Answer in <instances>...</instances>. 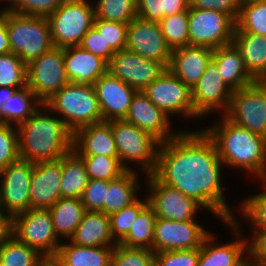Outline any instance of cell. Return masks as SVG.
Masks as SVG:
<instances>
[{"instance_id":"obj_1","label":"cell","mask_w":266,"mask_h":266,"mask_svg":"<svg viewBox=\"0 0 266 266\" xmlns=\"http://www.w3.org/2000/svg\"><path fill=\"white\" fill-rule=\"evenodd\" d=\"M222 165L214 142L203 129L180 130L160 143L153 175L195 199L224 223L237 217L223 195Z\"/></svg>"},{"instance_id":"obj_2","label":"cell","mask_w":266,"mask_h":266,"mask_svg":"<svg viewBox=\"0 0 266 266\" xmlns=\"http://www.w3.org/2000/svg\"><path fill=\"white\" fill-rule=\"evenodd\" d=\"M55 116L42 104L28 120L17 126L21 160L54 161L73 150V132L58 115Z\"/></svg>"},{"instance_id":"obj_3","label":"cell","mask_w":266,"mask_h":266,"mask_svg":"<svg viewBox=\"0 0 266 266\" xmlns=\"http://www.w3.org/2000/svg\"><path fill=\"white\" fill-rule=\"evenodd\" d=\"M203 130L214 142L222 163L238 168L261 180L266 179V138L243 128L221 114ZM254 175V176H253Z\"/></svg>"},{"instance_id":"obj_4","label":"cell","mask_w":266,"mask_h":266,"mask_svg":"<svg viewBox=\"0 0 266 266\" xmlns=\"http://www.w3.org/2000/svg\"><path fill=\"white\" fill-rule=\"evenodd\" d=\"M44 104L62 116L73 133L83 126L102 122L97 94L91 84L69 82Z\"/></svg>"},{"instance_id":"obj_5","label":"cell","mask_w":266,"mask_h":266,"mask_svg":"<svg viewBox=\"0 0 266 266\" xmlns=\"http://www.w3.org/2000/svg\"><path fill=\"white\" fill-rule=\"evenodd\" d=\"M7 34L11 52L26 64L54 46L47 17L29 16L7 10Z\"/></svg>"},{"instance_id":"obj_6","label":"cell","mask_w":266,"mask_h":266,"mask_svg":"<svg viewBox=\"0 0 266 266\" xmlns=\"http://www.w3.org/2000/svg\"><path fill=\"white\" fill-rule=\"evenodd\" d=\"M111 124L120 163L126 170H134L129 165L142 168L145 176L153 174L160 142L150 133L136 125L122 120L109 121ZM129 163V164H127Z\"/></svg>"},{"instance_id":"obj_7","label":"cell","mask_w":266,"mask_h":266,"mask_svg":"<svg viewBox=\"0 0 266 266\" xmlns=\"http://www.w3.org/2000/svg\"><path fill=\"white\" fill-rule=\"evenodd\" d=\"M89 3L88 0H65L47 17L55 47L67 48L81 44L96 18L95 6Z\"/></svg>"},{"instance_id":"obj_8","label":"cell","mask_w":266,"mask_h":266,"mask_svg":"<svg viewBox=\"0 0 266 266\" xmlns=\"http://www.w3.org/2000/svg\"><path fill=\"white\" fill-rule=\"evenodd\" d=\"M8 231L43 256H55L60 238L55 233L49 209L30 208L8 222Z\"/></svg>"},{"instance_id":"obj_9","label":"cell","mask_w":266,"mask_h":266,"mask_svg":"<svg viewBox=\"0 0 266 266\" xmlns=\"http://www.w3.org/2000/svg\"><path fill=\"white\" fill-rule=\"evenodd\" d=\"M68 83L64 48L53 46L27 64V87L42 104Z\"/></svg>"},{"instance_id":"obj_10","label":"cell","mask_w":266,"mask_h":266,"mask_svg":"<svg viewBox=\"0 0 266 266\" xmlns=\"http://www.w3.org/2000/svg\"><path fill=\"white\" fill-rule=\"evenodd\" d=\"M231 122L266 138V81L233 91L224 115Z\"/></svg>"},{"instance_id":"obj_11","label":"cell","mask_w":266,"mask_h":266,"mask_svg":"<svg viewBox=\"0 0 266 266\" xmlns=\"http://www.w3.org/2000/svg\"><path fill=\"white\" fill-rule=\"evenodd\" d=\"M236 22L227 14L214 10L188 9L189 45L211 49L232 43Z\"/></svg>"},{"instance_id":"obj_12","label":"cell","mask_w":266,"mask_h":266,"mask_svg":"<svg viewBox=\"0 0 266 266\" xmlns=\"http://www.w3.org/2000/svg\"><path fill=\"white\" fill-rule=\"evenodd\" d=\"M34 163L19 159L0 172L2 217L9 222L15 215L30 209V182Z\"/></svg>"},{"instance_id":"obj_13","label":"cell","mask_w":266,"mask_h":266,"mask_svg":"<svg viewBox=\"0 0 266 266\" xmlns=\"http://www.w3.org/2000/svg\"><path fill=\"white\" fill-rule=\"evenodd\" d=\"M144 179L147 181V193L149 192L145 196L157 218L172 221L195 220L196 212L203 208L195 199L185 196L177 188L161 183L153 174Z\"/></svg>"},{"instance_id":"obj_14","label":"cell","mask_w":266,"mask_h":266,"mask_svg":"<svg viewBox=\"0 0 266 266\" xmlns=\"http://www.w3.org/2000/svg\"><path fill=\"white\" fill-rule=\"evenodd\" d=\"M143 93L169 117L182 114V117L194 119L191 89L169 69L148 85Z\"/></svg>"},{"instance_id":"obj_15","label":"cell","mask_w":266,"mask_h":266,"mask_svg":"<svg viewBox=\"0 0 266 266\" xmlns=\"http://www.w3.org/2000/svg\"><path fill=\"white\" fill-rule=\"evenodd\" d=\"M232 93L233 91L219 75L216 63L211 59L205 72L191 89L194 119L210 115L212 112H216V110H220V113L225 115Z\"/></svg>"},{"instance_id":"obj_16","label":"cell","mask_w":266,"mask_h":266,"mask_svg":"<svg viewBox=\"0 0 266 266\" xmlns=\"http://www.w3.org/2000/svg\"><path fill=\"white\" fill-rule=\"evenodd\" d=\"M197 220L172 221L157 218L153 251L192 250L200 248L204 239L210 234Z\"/></svg>"},{"instance_id":"obj_17","label":"cell","mask_w":266,"mask_h":266,"mask_svg":"<svg viewBox=\"0 0 266 266\" xmlns=\"http://www.w3.org/2000/svg\"><path fill=\"white\" fill-rule=\"evenodd\" d=\"M166 69L161 62L144 58L128 49L116 52L108 65V71L114 77L137 91H143Z\"/></svg>"},{"instance_id":"obj_18","label":"cell","mask_w":266,"mask_h":266,"mask_svg":"<svg viewBox=\"0 0 266 266\" xmlns=\"http://www.w3.org/2000/svg\"><path fill=\"white\" fill-rule=\"evenodd\" d=\"M126 49L144 58L161 62L168 69L172 49L163 37L159 22L136 16L128 24Z\"/></svg>"},{"instance_id":"obj_19","label":"cell","mask_w":266,"mask_h":266,"mask_svg":"<svg viewBox=\"0 0 266 266\" xmlns=\"http://www.w3.org/2000/svg\"><path fill=\"white\" fill-rule=\"evenodd\" d=\"M236 218L224 224L235 232V241L214 243L215 234L211 232L200 247L197 266H245L249 262L248 239L243 238L241 227ZM217 244V245H216Z\"/></svg>"},{"instance_id":"obj_20","label":"cell","mask_w":266,"mask_h":266,"mask_svg":"<svg viewBox=\"0 0 266 266\" xmlns=\"http://www.w3.org/2000/svg\"><path fill=\"white\" fill-rule=\"evenodd\" d=\"M170 118L172 117L152 103L143 91H137L124 120L150 133L160 143H164L179 133V130H171Z\"/></svg>"},{"instance_id":"obj_21","label":"cell","mask_w":266,"mask_h":266,"mask_svg":"<svg viewBox=\"0 0 266 266\" xmlns=\"http://www.w3.org/2000/svg\"><path fill=\"white\" fill-rule=\"evenodd\" d=\"M93 86L97 94L102 122L125 119L137 90L114 77L109 71Z\"/></svg>"},{"instance_id":"obj_22","label":"cell","mask_w":266,"mask_h":266,"mask_svg":"<svg viewBox=\"0 0 266 266\" xmlns=\"http://www.w3.org/2000/svg\"><path fill=\"white\" fill-rule=\"evenodd\" d=\"M61 158L34 163L30 182V208L50 209L61 198Z\"/></svg>"},{"instance_id":"obj_23","label":"cell","mask_w":266,"mask_h":266,"mask_svg":"<svg viewBox=\"0 0 266 266\" xmlns=\"http://www.w3.org/2000/svg\"><path fill=\"white\" fill-rule=\"evenodd\" d=\"M213 49L188 45L172 50L168 69L190 89L198 82L211 61Z\"/></svg>"},{"instance_id":"obj_24","label":"cell","mask_w":266,"mask_h":266,"mask_svg":"<svg viewBox=\"0 0 266 266\" xmlns=\"http://www.w3.org/2000/svg\"><path fill=\"white\" fill-rule=\"evenodd\" d=\"M108 65L80 45L64 48V68L69 82L93 85L108 72Z\"/></svg>"},{"instance_id":"obj_25","label":"cell","mask_w":266,"mask_h":266,"mask_svg":"<svg viewBox=\"0 0 266 266\" xmlns=\"http://www.w3.org/2000/svg\"><path fill=\"white\" fill-rule=\"evenodd\" d=\"M73 151L78 156L118 157L111 124L103 121L77 129L73 133Z\"/></svg>"},{"instance_id":"obj_26","label":"cell","mask_w":266,"mask_h":266,"mask_svg":"<svg viewBox=\"0 0 266 266\" xmlns=\"http://www.w3.org/2000/svg\"><path fill=\"white\" fill-rule=\"evenodd\" d=\"M212 60L219 69V75L232 91L256 82L246 69L240 52L232 43L213 49Z\"/></svg>"},{"instance_id":"obj_27","label":"cell","mask_w":266,"mask_h":266,"mask_svg":"<svg viewBox=\"0 0 266 266\" xmlns=\"http://www.w3.org/2000/svg\"><path fill=\"white\" fill-rule=\"evenodd\" d=\"M79 246H116L110 230L109 215L87 211L69 240Z\"/></svg>"},{"instance_id":"obj_28","label":"cell","mask_w":266,"mask_h":266,"mask_svg":"<svg viewBox=\"0 0 266 266\" xmlns=\"http://www.w3.org/2000/svg\"><path fill=\"white\" fill-rule=\"evenodd\" d=\"M232 44L240 52L249 74L266 81V36L234 31Z\"/></svg>"},{"instance_id":"obj_29","label":"cell","mask_w":266,"mask_h":266,"mask_svg":"<svg viewBox=\"0 0 266 266\" xmlns=\"http://www.w3.org/2000/svg\"><path fill=\"white\" fill-rule=\"evenodd\" d=\"M115 246L87 247L69 243L59 246L55 257L63 266H110Z\"/></svg>"},{"instance_id":"obj_30","label":"cell","mask_w":266,"mask_h":266,"mask_svg":"<svg viewBox=\"0 0 266 266\" xmlns=\"http://www.w3.org/2000/svg\"><path fill=\"white\" fill-rule=\"evenodd\" d=\"M138 180L136 170H127L120 177L108 181L104 213L111 215L133 203L138 198L137 191L142 187Z\"/></svg>"},{"instance_id":"obj_31","label":"cell","mask_w":266,"mask_h":266,"mask_svg":"<svg viewBox=\"0 0 266 266\" xmlns=\"http://www.w3.org/2000/svg\"><path fill=\"white\" fill-rule=\"evenodd\" d=\"M58 238L70 239L83 219L86 208L80 198H60L49 209Z\"/></svg>"},{"instance_id":"obj_32","label":"cell","mask_w":266,"mask_h":266,"mask_svg":"<svg viewBox=\"0 0 266 266\" xmlns=\"http://www.w3.org/2000/svg\"><path fill=\"white\" fill-rule=\"evenodd\" d=\"M61 198H81L89 182L83 160L72 150L61 158Z\"/></svg>"},{"instance_id":"obj_33","label":"cell","mask_w":266,"mask_h":266,"mask_svg":"<svg viewBox=\"0 0 266 266\" xmlns=\"http://www.w3.org/2000/svg\"><path fill=\"white\" fill-rule=\"evenodd\" d=\"M43 257L9 231L0 239V263L3 266H37Z\"/></svg>"},{"instance_id":"obj_34","label":"cell","mask_w":266,"mask_h":266,"mask_svg":"<svg viewBox=\"0 0 266 266\" xmlns=\"http://www.w3.org/2000/svg\"><path fill=\"white\" fill-rule=\"evenodd\" d=\"M42 105L27 86L18 89L4 104L0 123L20 125Z\"/></svg>"},{"instance_id":"obj_35","label":"cell","mask_w":266,"mask_h":266,"mask_svg":"<svg viewBox=\"0 0 266 266\" xmlns=\"http://www.w3.org/2000/svg\"><path fill=\"white\" fill-rule=\"evenodd\" d=\"M157 216L147 205L137 216L127 235L118 243L130 248H146L153 251V237Z\"/></svg>"},{"instance_id":"obj_36","label":"cell","mask_w":266,"mask_h":266,"mask_svg":"<svg viewBox=\"0 0 266 266\" xmlns=\"http://www.w3.org/2000/svg\"><path fill=\"white\" fill-rule=\"evenodd\" d=\"M234 31L266 36V0H244Z\"/></svg>"},{"instance_id":"obj_37","label":"cell","mask_w":266,"mask_h":266,"mask_svg":"<svg viewBox=\"0 0 266 266\" xmlns=\"http://www.w3.org/2000/svg\"><path fill=\"white\" fill-rule=\"evenodd\" d=\"M79 157L84 162L89 179L111 181L127 171L120 163L119 157L105 155Z\"/></svg>"},{"instance_id":"obj_38","label":"cell","mask_w":266,"mask_h":266,"mask_svg":"<svg viewBox=\"0 0 266 266\" xmlns=\"http://www.w3.org/2000/svg\"><path fill=\"white\" fill-rule=\"evenodd\" d=\"M27 86V64L16 54H0V87Z\"/></svg>"},{"instance_id":"obj_39","label":"cell","mask_w":266,"mask_h":266,"mask_svg":"<svg viewBox=\"0 0 266 266\" xmlns=\"http://www.w3.org/2000/svg\"><path fill=\"white\" fill-rule=\"evenodd\" d=\"M159 24L163 37L172 50L189 45L188 9L164 17Z\"/></svg>"},{"instance_id":"obj_40","label":"cell","mask_w":266,"mask_h":266,"mask_svg":"<svg viewBox=\"0 0 266 266\" xmlns=\"http://www.w3.org/2000/svg\"><path fill=\"white\" fill-rule=\"evenodd\" d=\"M96 18L129 24L137 16L136 0H98Z\"/></svg>"},{"instance_id":"obj_41","label":"cell","mask_w":266,"mask_h":266,"mask_svg":"<svg viewBox=\"0 0 266 266\" xmlns=\"http://www.w3.org/2000/svg\"><path fill=\"white\" fill-rule=\"evenodd\" d=\"M148 205L147 196L142 200L140 196L130 205L109 215L112 238L119 243L129 232L138 214Z\"/></svg>"},{"instance_id":"obj_42","label":"cell","mask_w":266,"mask_h":266,"mask_svg":"<svg viewBox=\"0 0 266 266\" xmlns=\"http://www.w3.org/2000/svg\"><path fill=\"white\" fill-rule=\"evenodd\" d=\"M260 182L265 191L245 197L239 208L252 230H266V179Z\"/></svg>"},{"instance_id":"obj_43","label":"cell","mask_w":266,"mask_h":266,"mask_svg":"<svg viewBox=\"0 0 266 266\" xmlns=\"http://www.w3.org/2000/svg\"><path fill=\"white\" fill-rule=\"evenodd\" d=\"M155 252L146 248H130L117 243L110 266H154Z\"/></svg>"},{"instance_id":"obj_44","label":"cell","mask_w":266,"mask_h":266,"mask_svg":"<svg viewBox=\"0 0 266 266\" xmlns=\"http://www.w3.org/2000/svg\"><path fill=\"white\" fill-rule=\"evenodd\" d=\"M19 159L17 126L0 123V172Z\"/></svg>"},{"instance_id":"obj_45","label":"cell","mask_w":266,"mask_h":266,"mask_svg":"<svg viewBox=\"0 0 266 266\" xmlns=\"http://www.w3.org/2000/svg\"><path fill=\"white\" fill-rule=\"evenodd\" d=\"M65 0H9L8 11L29 16L48 17Z\"/></svg>"},{"instance_id":"obj_46","label":"cell","mask_w":266,"mask_h":266,"mask_svg":"<svg viewBox=\"0 0 266 266\" xmlns=\"http://www.w3.org/2000/svg\"><path fill=\"white\" fill-rule=\"evenodd\" d=\"M94 27L115 52L126 49L128 24L95 18Z\"/></svg>"},{"instance_id":"obj_47","label":"cell","mask_w":266,"mask_h":266,"mask_svg":"<svg viewBox=\"0 0 266 266\" xmlns=\"http://www.w3.org/2000/svg\"><path fill=\"white\" fill-rule=\"evenodd\" d=\"M200 248L156 252L154 266H197Z\"/></svg>"},{"instance_id":"obj_48","label":"cell","mask_w":266,"mask_h":266,"mask_svg":"<svg viewBox=\"0 0 266 266\" xmlns=\"http://www.w3.org/2000/svg\"><path fill=\"white\" fill-rule=\"evenodd\" d=\"M106 189H108V181L89 179V182L80 198L87 211H98L104 213Z\"/></svg>"},{"instance_id":"obj_49","label":"cell","mask_w":266,"mask_h":266,"mask_svg":"<svg viewBox=\"0 0 266 266\" xmlns=\"http://www.w3.org/2000/svg\"><path fill=\"white\" fill-rule=\"evenodd\" d=\"M80 46L95 56L101 57L108 64L116 53L94 26L85 34Z\"/></svg>"},{"instance_id":"obj_50","label":"cell","mask_w":266,"mask_h":266,"mask_svg":"<svg viewBox=\"0 0 266 266\" xmlns=\"http://www.w3.org/2000/svg\"><path fill=\"white\" fill-rule=\"evenodd\" d=\"M189 8L214 10L229 15L235 22L239 16L241 0H189Z\"/></svg>"},{"instance_id":"obj_51","label":"cell","mask_w":266,"mask_h":266,"mask_svg":"<svg viewBox=\"0 0 266 266\" xmlns=\"http://www.w3.org/2000/svg\"><path fill=\"white\" fill-rule=\"evenodd\" d=\"M252 235L248 240L249 263L266 266V230H253Z\"/></svg>"},{"instance_id":"obj_52","label":"cell","mask_w":266,"mask_h":266,"mask_svg":"<svg viewBox=\"0 0 266 266\" xmlns=\"http://www.w3.org/2000/svg\"><path fill=\"white\" fill-rule=\"evenodd\" d=\"M137 16L160 22L165 17V0H136Z\"/></svg>"},{"instance_id":"obj_53","label":"cell","mask_w":266,"mask_h":266,"mask_svg":"<svg viewBox=\"0 0 266 266\" xmlns=\"http://www.w3.org/2000/svg\"><path fill=\"white\" fill-rule=\"evenodd\" d=\"M11 52L7 34V9L0 10V54Z\"/></svg>"},{"instance_id":"obj_54","label":"cell","mask_w":266,"mask_h":266,"mask_svg":"<svg viewBox=\"0 0 266 266\" xmlns=\"http://www.w3.org/2000/svg\"><path fill=\"white\" fill-rule=\"evenodd\" d=\"M189 0H165V17L189 9Z\"/></svg>"},{"instance_id":"obj_55","label":"cell","mask_w":266,"mask_h":266,"mask_svg":"<svg viewBox=\"0 0 266 266\" xmlns=\"http://www.w3.org/2000/svg\"><path fill=\"white\" fill-rule=\"evenodd\" d=\"M17 90L11 87H0V116L3 114L4 104L9 98L13 97Z\"/></svg>"},{"instance_id":"obj_56","label":"cell","mask_w":266,"mask_h":266,"mask_svg":"<svg viewBox=\"0 0 266 266\" xmlns=\"http://www.w3.org/2000/svg\"><path fill=\"white\" fill-rule=\"evenodd\" d=\"M37 266H63L55 256H44Z\"/></svg>"},{"instance_id":"obj_57","label":"cell","mask_w":266,"mask_h":266,"mask_svg":"<svg viewBox=\"0 0 266 266\" xmlns=\"http://www.w3.org/2000/svg\"><path fill=\"white\" fill-rule=\"evenodd\" d=\"M8 231V222L0 216V239Z\"/></svg>"},{"instance_id":"obj_58","label":"cell","mask_w":266,"mask_h":266,"mask_svg":"<svg viewBox=\"0 0 266 266\" xmlns=\"http://www.w3.org/2000/svg\"><path fill=\"white\" fill-rule=\"evenodd\" d=\"M0 216H2V208H1V203H0Z\"/></svg>"},{"instance_id":"obj_59","label":"cell","mask_w":266,"mask_h":266,"mask_svg":"<svg viewBox=\"0 0 266 266\" xmlns=\"http://www.w3.org/2000/svg\"><path fill=\"white\" fill-rule=\"evenodd\" d=\"M245 266H252L249 262Z\"/></svg>"}]
</instances>
